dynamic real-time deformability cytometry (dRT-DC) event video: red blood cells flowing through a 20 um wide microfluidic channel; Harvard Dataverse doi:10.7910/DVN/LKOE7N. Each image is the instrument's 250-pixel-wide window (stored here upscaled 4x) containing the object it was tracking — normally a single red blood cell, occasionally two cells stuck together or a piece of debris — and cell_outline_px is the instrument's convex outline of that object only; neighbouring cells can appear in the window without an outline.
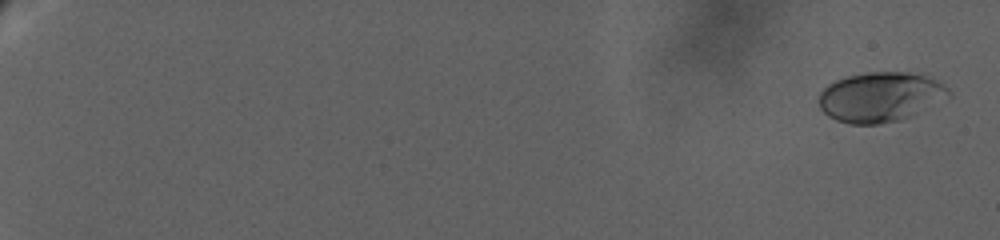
{"species": "human", "species_latin": "Homo sapiens", "temperature_condition": "warm", "stored_images_in_passage": 58, "camera_frame_rate_fps": 3000, "um_per_image_px": 0.085, "donor": {"sex": "female"}, "frame": {"image": 1, "passage_image": 2, "time_ms": 0.667, "image_size_px": [1000, 240], "cell_outline_px": [[952, 96], [912, 116], [900, 120], [880, 124], [848, 124], [836, 120], [828, 116], [820, 108], [820, 92], [828, 84], [836, 80], [848, 76], [868, 72], [928, 72], [944, 84], [952, 92]], "centroid_in_image_um": [74.92, 8.22], "position_along_channel_um": 10.1, "area_um2": 38.44}}
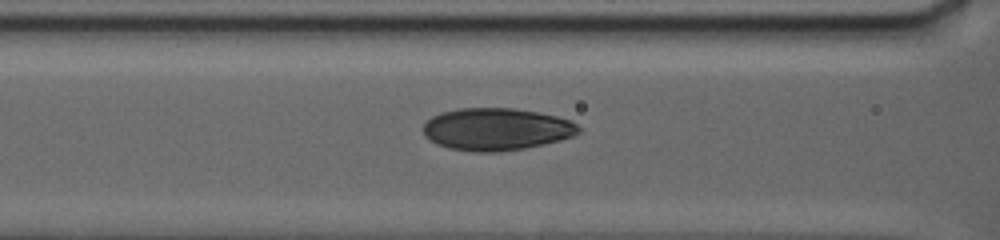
{"frame": {"image": 2, "passage_image": 31, "time_ms": 13.667, "image_size_px": [1000, 240], "cell_outline_px": [[580, 132], [572, 136], [560, 140], [544, 144], [524, 148], [500, 152], [472, 152], [448, 148], [436, 144], [424, 136], [424, 124], [432, 116], [440, 112], [460, 108], [512, 108], [536, 112], [556, 116], [572, 120], [580, 128]], "centroid_in_image_um": [42.18, 10.99], "position_along_channel_um": 124.4, "area_um2": 38.44}}
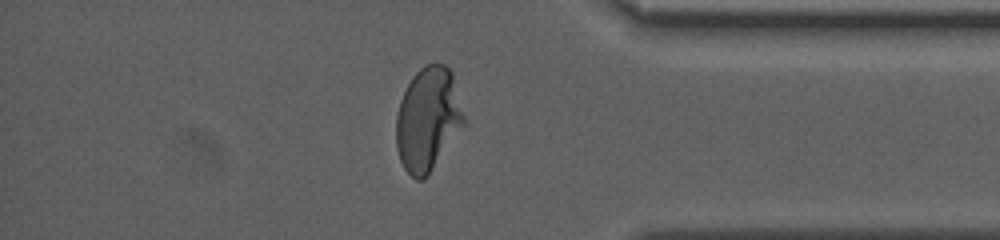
{"frame": {"image": 3, "passage_image": 52, "time_ms": 24.0, "image_size_px": [1000, 240], "cell_outline_px": [[464, 124], [428, 176], [420, 180], [416, 180], [404, 168], [400, 160], [396, 148], [396, 116], [400, 100], [412, 76], [424, 64], [444, 64], [452, 72], [464, 116]], "centroid_in_image_um": [36.35, 10.13], "position_along_channel_um": 398.9, "area_um2": 40.63}, "authors_computed_cell_mechanics": {"area_um2": 38.0035, "velocity_mm_per_s": 2.7528, "shape_relaxation_time_tau1_ms": 5.0857, "shape_relaxation_time_tau2_ms": null, "deformation_change_tau1": 0.195, "deformation_change_tau2": null}}